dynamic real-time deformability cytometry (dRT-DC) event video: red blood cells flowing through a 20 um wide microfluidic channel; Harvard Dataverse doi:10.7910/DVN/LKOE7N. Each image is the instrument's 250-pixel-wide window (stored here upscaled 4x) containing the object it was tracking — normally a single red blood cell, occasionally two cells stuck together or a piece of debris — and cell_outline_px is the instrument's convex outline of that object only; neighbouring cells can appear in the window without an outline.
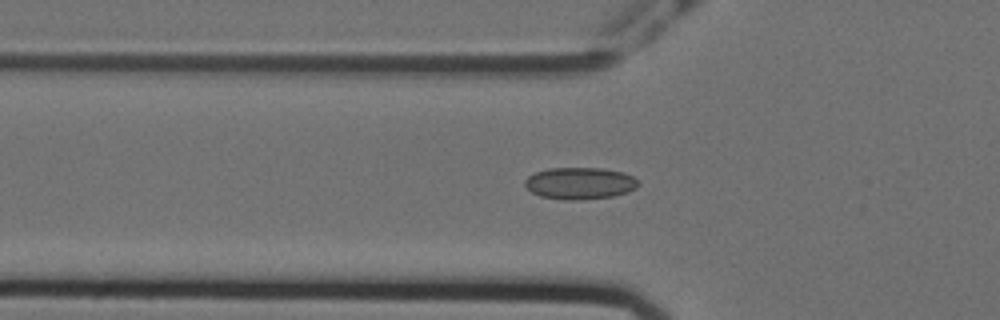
{"species": "Egyptian fruit bat (a non-hibernating species)", "species_latin": "Rousettus aegyptiacus", "temperature_condition": "cold", "stored_images_in_passage": 44, "camera_frame_rate_fps": 3000, "um_per_image_px": 0.085, "animal": {"sex": "female"}, "frame": {"image": 1, "passage_image": 11, "time_ms": 3.333, "image_size_px": [1000, 320], "cell_outline_px": [[640, 184], [636, 188], [628, 192], [612, 196], [576, 200], [564, 200], [540, 196], [524, 188], [524, 180], [528, 176], [536, 172], [548, 168], [604, 168], [624, 172], [640, 180]], "centroid_in_image_um": [49.29, 15.57], "position_along_channel_um": 76.5, "area_um2": 21.33}}
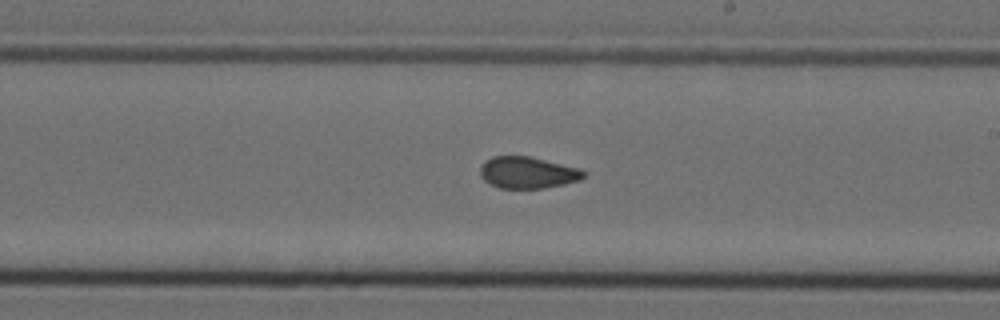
{"frame": {"image": 2, "passage_image": 25, "time_ms": 8.0, "image_size_px": [1000, 320], "cell_outline_px": [[588, 172], [580, 180], [564, 184], [544, 188], [500, 188], [488, 184], [480, 176], [480, 168], [492, 156], [532, 156], [580, 168]], "centroid_in_image_um": [44.88, 14.67], "position_along_channel_um": 244.1, "area_um2": 19.25}}
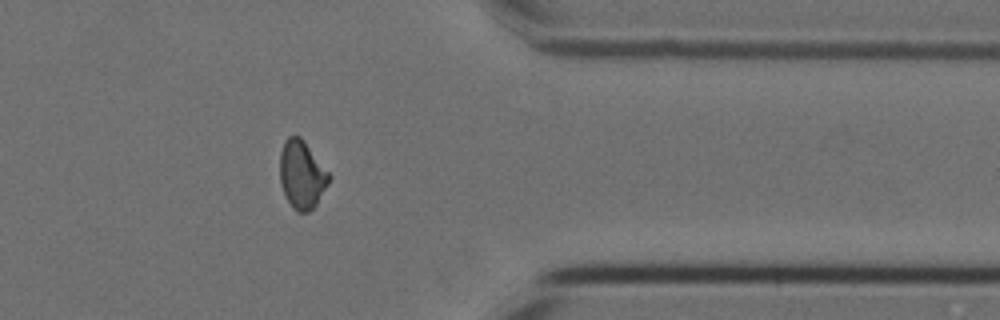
{"frame": {"image": 3, "passage_image": 38, "time_ms": 12.333, "image_size_px": [1000, 320], "cell_outline_px": [[332, 176], [328, 184], [316, 204], [308, 212], [296, 212], [292, 208], [280, 184], [280, 152], [284, 140], [288, 136], [300, 136], [304, 140]], "centroid_in_image_um": [25.65, 14.83], "position_along_channel_um": 385.7, "area_um2": 19.54}}